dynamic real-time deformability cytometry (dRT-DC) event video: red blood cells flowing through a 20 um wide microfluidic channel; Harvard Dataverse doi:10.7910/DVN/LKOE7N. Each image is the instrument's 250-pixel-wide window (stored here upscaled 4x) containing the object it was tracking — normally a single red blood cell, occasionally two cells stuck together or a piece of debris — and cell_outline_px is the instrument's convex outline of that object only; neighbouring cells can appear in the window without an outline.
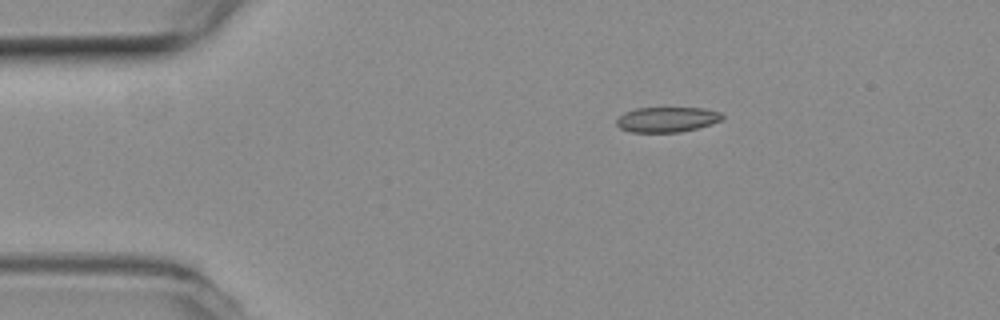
{"species": "common noctule bat (a hibernating species)", "species_latin": "Nyctalus noctula", "temperature_condition": "room temperature", "stored_images_in_passage": 2, "camera_frame_rate_fps": 3000, "um_per_image_px": 0.085, "animal": {"sex": "female", "body_mass_g": 19.3, "forearm_length_mm": 54.1}, "frame": {"image": 1, "passage_image": 1, "time_ms": 0.0, "image_size_px": [1000, 320], "cell_outline_px": [[724, 120], [712, 124], [680, 132], [632, 132], [620, 128], [616, 124], [616, 120], [624, 112], [636, 108], [704, 108], [720, 112], [724, 116]], "centroid_in_image_um": [56.72, 10.15], "position_along_channel_um": 28.3, "area_um2": 15.55}}